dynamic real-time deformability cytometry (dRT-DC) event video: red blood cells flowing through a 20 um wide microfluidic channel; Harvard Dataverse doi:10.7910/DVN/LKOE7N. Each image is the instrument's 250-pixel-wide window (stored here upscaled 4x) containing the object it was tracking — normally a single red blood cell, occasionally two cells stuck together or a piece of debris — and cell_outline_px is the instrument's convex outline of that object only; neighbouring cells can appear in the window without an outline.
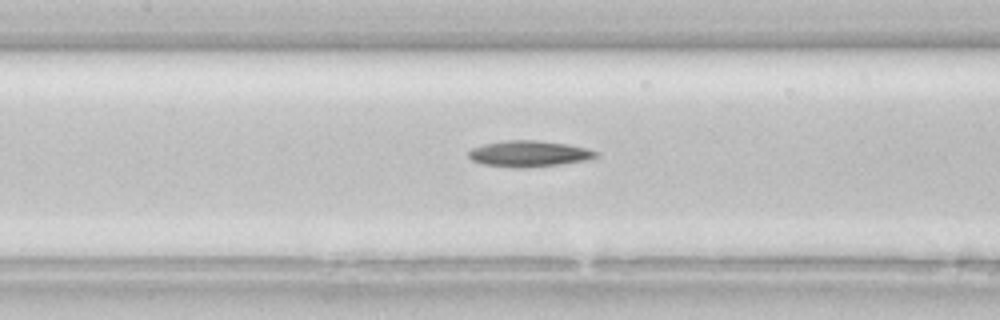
{"species": "common noctule bat (a hibernating species)", "species_latin": "Nyctalus noctula", "temperature_condition": "room temperature", "stored_images_in_passage": 33, "camera_frame_rate_fps": 3000, "um_per_image_px": 0.085, "animal": {"sex": "female", "body_mass_g": 22.7, "forearm_length_mm": 54.2}, "frame": {"image": 1, "passage_image": 12, "time_ms": 3.667, "image_size_px": [1000, 320], "cell_outline_px": [[600, 156], [588, 160], [560, 164], [528, 168], [516, 168], [484, 164], [472, 160], [468, 156], [468, 152], [472, 148], [484, 144], [508, 140], [536, 140], [564, 144], [588, 148], [600, 152]], "centroid_in_image_um": [45.01, 13.07], "position_along_channel_um": 162.4, "area_um2": 19.42}}
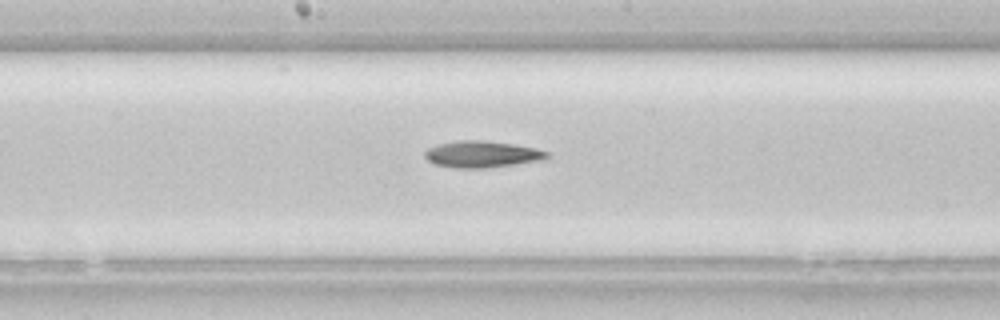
{"frame": {"image": 2, "passage_image": 15, "time_ms": 4.667, "image_size_px": [1000, 320], "cell_outline_px": [[548, 156], [540, 160], [484, 168], [452, 168], [432, 164], [424, 156], [424, 152], [428, 148], [436, 144], [456, 140], [484, 140], [512, 144], [536, 148], [548, 152]], "centroid_in_image_um": [40.87, 13.1], "position_along_channel_um": 207.3, "area_um2": 18.9}}
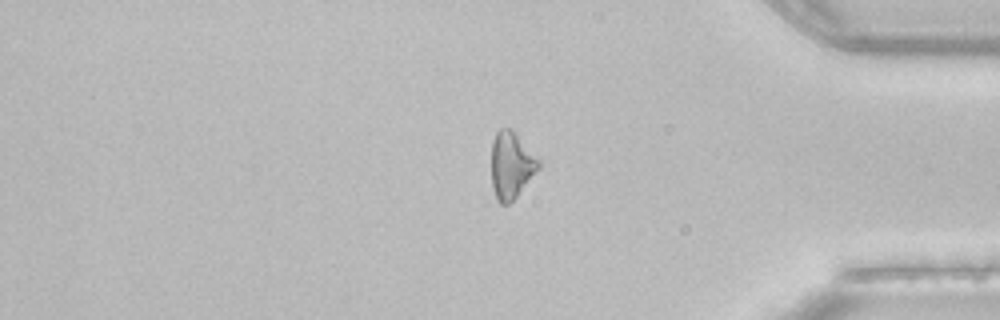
{"frame": {"image": 3, "passage_image": 29, "time_ms": 9.333, "image_size_px": [1000, 320], "cell_outline_px": [[540, 168], [516, 196], [508, 204], [500, 204], [496, 200], [492, 188], [492, 140], [496, 132], [500, 128], [508, 128], [540, 160]], "centroid_in_image_um": [43.43, 14.08], "position_along_channel_um": 391.8, "area_um2": 17.98}}